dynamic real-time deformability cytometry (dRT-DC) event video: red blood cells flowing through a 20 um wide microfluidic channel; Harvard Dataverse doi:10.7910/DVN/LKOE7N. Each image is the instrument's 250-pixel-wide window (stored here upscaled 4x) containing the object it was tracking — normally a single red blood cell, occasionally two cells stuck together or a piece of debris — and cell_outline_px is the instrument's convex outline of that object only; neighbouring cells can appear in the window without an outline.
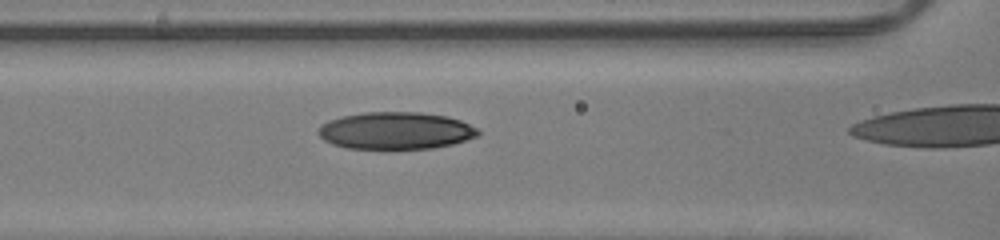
{"species": "human", "species_latin": "Homo sapiens", "temperature_condition": "room temperature", "stored_images_in_passage": 27, "camera_frame_rate_fps": 3000, "um_per_image_px": 0.085, "donor": {"sex": "male"}, "frame": {"image": 1, "passage_image": 26, "time_ms": 8.333, "image_size_px": [1000, 240], "cell_outline_px": [[480, 132], [476, 136], [452, 144], [432, 148], [348, 148], [332, 144], [324, 140], [316, 132], [320, 124], [328, 120], [340, 116], [364, 112], [420, 112], [448, 116], [460, 120], [476, 128]], "centroid_in_image_um": [33.58, 11.09], "position_along_channel_um": 133.0, "area_um2": 34.56}}